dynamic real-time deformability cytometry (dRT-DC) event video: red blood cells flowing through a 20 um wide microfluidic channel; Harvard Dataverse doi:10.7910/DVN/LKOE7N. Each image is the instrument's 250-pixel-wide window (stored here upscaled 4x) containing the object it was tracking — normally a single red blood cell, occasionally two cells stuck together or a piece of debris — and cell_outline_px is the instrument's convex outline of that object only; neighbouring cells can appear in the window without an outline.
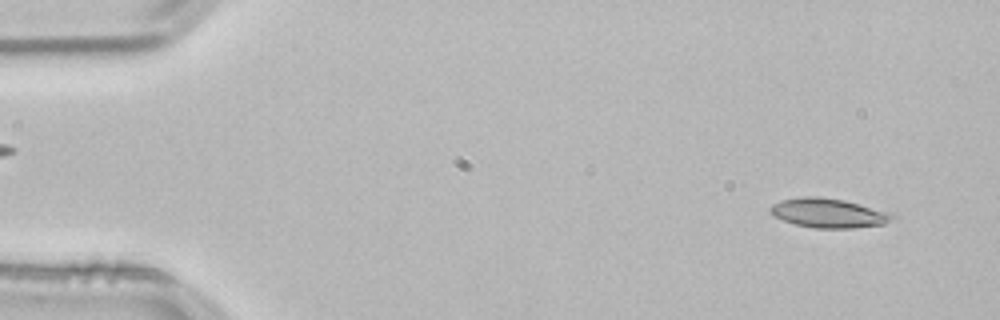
{"species": "common noctule bat (a hibernating species)", "species_latin": "Nyctalus noctula", "temperature_condition": "room temperature", "stored_images_in_passage": 52, "camera_frame_rate_fps": 3000, "um_per_image_px": 0.085, "animal": {"sex": "male", "body_mass_g": 21.5, "forearm_length_mm": 52.0}, "frame": {"image": 1, "passage_image": 3, "time_ms": 0.667, "image_size_px": [1000, 320], "cell_outline_px": [[896, 216], [884, 224], [852, 228], [812, 228], [796, 224], [772, 216], [768, 212], [768, 208], [772, 204], [780, 200], [800, 196], [820, 196], [844, 200], [892, 212]], "centroid_in_image_um": [70.39, 18.09], "position_along_channel_um": 14.6, "area_um2": 21.15}}
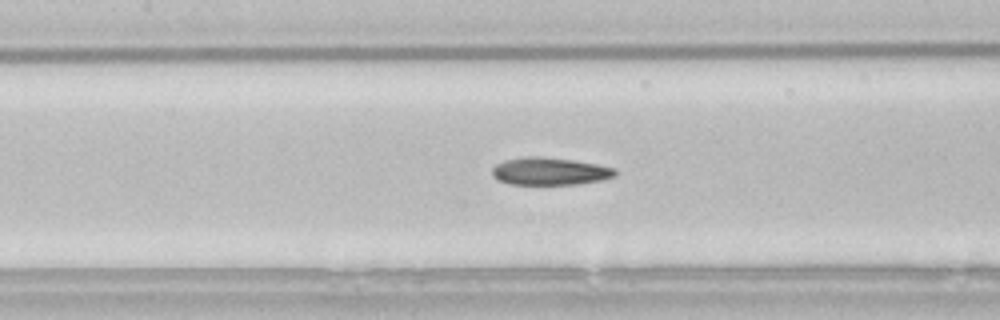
{"frame": {"image": 2, "passage_image": 23, "time_ms": 7.333, "image_size_px": [1000, 320], "cell_outline_px": [[616, 176], [600, 180], [576, 184], [508, 184], [496, 180], [492, 176], [492, 168], [496, 164], [504, 160], [528, 156], [536, 156], [572, 160], [596, 164], [616, 168]], "centroid_in_image_um": [46.69, 14.56], "position_along_channel_um": 160.7, "area_um2": 19.71}}
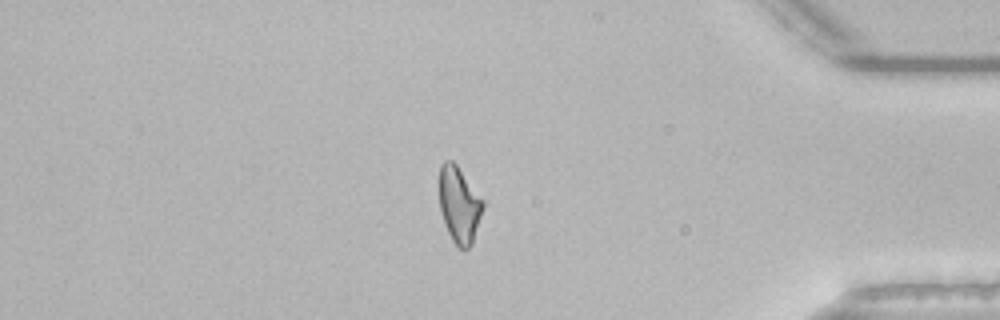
{"frame": {"image": 3, "passage_image": 44, "time_ms": 14.333, "image_size_px": [1000, 320], "cell_outline_px": [[484, 204], [472, 244], [468, 248], [460, 248], [452, 240], [444, 224], [440, 212], [440, 164], [444, 160], [452, 160], [456, 164], [484, 200]], "centroid_in_image_um": [39.02, 17.39], "position_along_channel_um": 396.2, "area_um2": 19.25}, "authors_computed_cell_mechanics": {"area_um2": 19.8543, "velocity_mm_per_s": 3.8374, "shape_relaxation_time_tau1_ms": 10.1438, "shape_relaxation_time_tau2_ms": 2.8562, "deformation_change_tau1": 0.2364, "deformation_change_tau2": 0.1117}}